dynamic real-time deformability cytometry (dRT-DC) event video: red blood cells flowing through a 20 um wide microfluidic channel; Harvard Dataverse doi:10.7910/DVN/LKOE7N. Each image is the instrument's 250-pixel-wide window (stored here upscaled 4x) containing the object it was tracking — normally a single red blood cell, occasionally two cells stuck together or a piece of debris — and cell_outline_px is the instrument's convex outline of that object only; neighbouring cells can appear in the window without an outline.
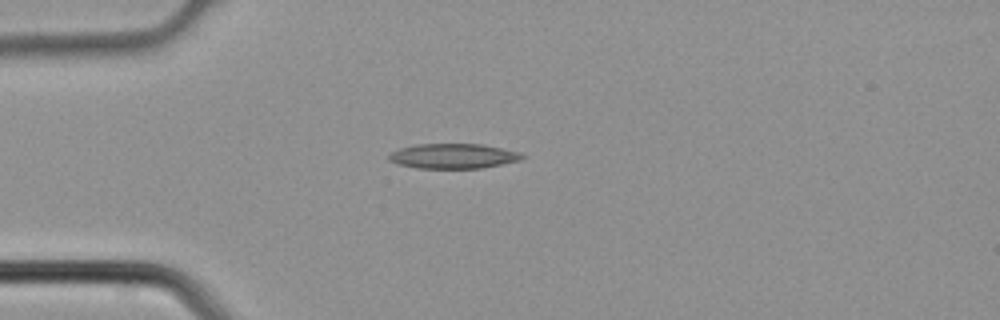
{"species": "common noctule bat (a hibernating species)", "species_latin": "Nyctalus noctula", "temperature_condition": "cold", "stored_images_in_passage": 1, "camera_frame_rate_fps": 3000, "um_per_image_px": 0.085, "animal": {"sex": "male", "body_mass_g": 21.5, "forearm_length_mm": 52.0}, "frame": {"image": 1, "passage_image": 1, "time_ms": 0.0, "image_size_px": [1000, 320], "cell_outline_px": [[524, 156], [520, 160], [480, 168], [416, 168], [396, 164], [388, 160], [388, 156], [392, 152], [400, 148], [416, 144], [484, 144], [520, 152]], "centroid_in_image_um": [38.49, 13.26], "position_along_channel_um": 46.5, "area_um2": 19.31}}